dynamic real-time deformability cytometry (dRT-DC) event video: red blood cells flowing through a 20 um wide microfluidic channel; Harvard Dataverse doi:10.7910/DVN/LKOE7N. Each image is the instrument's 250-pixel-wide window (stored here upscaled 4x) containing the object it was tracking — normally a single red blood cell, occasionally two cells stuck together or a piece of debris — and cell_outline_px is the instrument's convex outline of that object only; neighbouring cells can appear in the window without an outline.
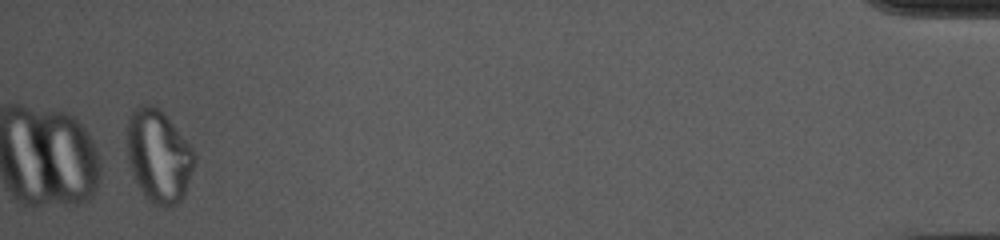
{"species": "common noctule bat (a hibernating species)", "species_latin": "Nyctalus noctula", "temperature_condition": "cold", "stored_images_in_passage": 41, "segment_of_instrument_passage": [2, 2], "camera_frame_rate_fps": 3000, "um_per_image_px": 0.085, "animal": {"sex": "female", "body_mass_g": 10.0, "forearm_length_mm": 53.1}, "frame": {"image": 1, "passage_image": 39, "time_ms": 12.667, "image_size_px": [1000, 240], "cell_outline_px": [[196, 160], [184, 196], [176, 204], [164, 208], [160, 208], [152, 204], [144, 196], [132, 172], [128, 160], [128, 116], [140, 104], [152, 104], [160, 108], [168, 116], [192, 148], [196, 156]], "centroid_in_image_um": [13.5, 13.26], "position_along_channel_um": 421.7, "area_um2": 36.65}}